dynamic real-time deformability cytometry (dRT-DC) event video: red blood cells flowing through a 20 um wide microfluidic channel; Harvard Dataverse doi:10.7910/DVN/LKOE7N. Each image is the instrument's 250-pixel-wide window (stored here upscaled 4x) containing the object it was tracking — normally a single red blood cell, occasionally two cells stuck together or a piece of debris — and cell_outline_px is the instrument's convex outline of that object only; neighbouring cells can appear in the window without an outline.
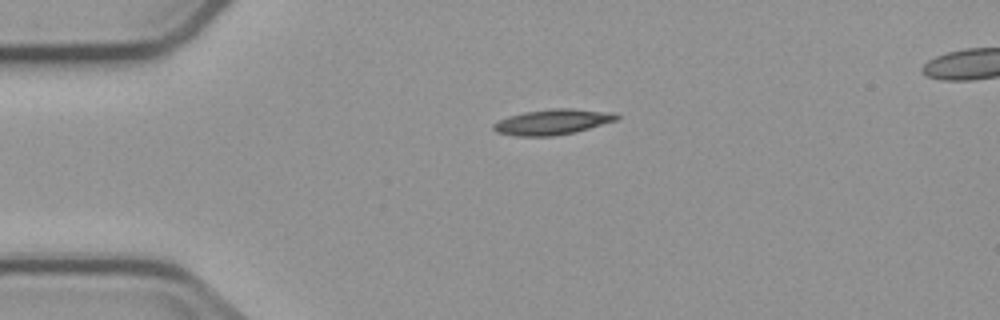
{"species": "common noctule bat (a hibernating species)", "species_latin": "Nyctalus noctula", "temperature_condition": "cold", "stored_images_in_passage": 2, "camera_frame_rate_fps": 3000, "um_per_image_px": 0.085, "animal": {"sex": "male", "body_mass_g": 23.1, "forearm_length_mm": 52.7}, "frame": {"image": 1, "passage_image": 2, "time_ms": 2.333, "image_size_px": [1000, 320], "cell_outline_px": [[620, 116], [616, 120], [576, 132], [552, 136], [516, 136], [496, 132], [492, 128], [492, 124], [508, 116], [528, 112], [556, 108], [572, 108], [616, 112]], "centroid_in_image_um": [47.0, 10.36], "position_along_channel_um": 38.0, "area_um2": 18.21}}